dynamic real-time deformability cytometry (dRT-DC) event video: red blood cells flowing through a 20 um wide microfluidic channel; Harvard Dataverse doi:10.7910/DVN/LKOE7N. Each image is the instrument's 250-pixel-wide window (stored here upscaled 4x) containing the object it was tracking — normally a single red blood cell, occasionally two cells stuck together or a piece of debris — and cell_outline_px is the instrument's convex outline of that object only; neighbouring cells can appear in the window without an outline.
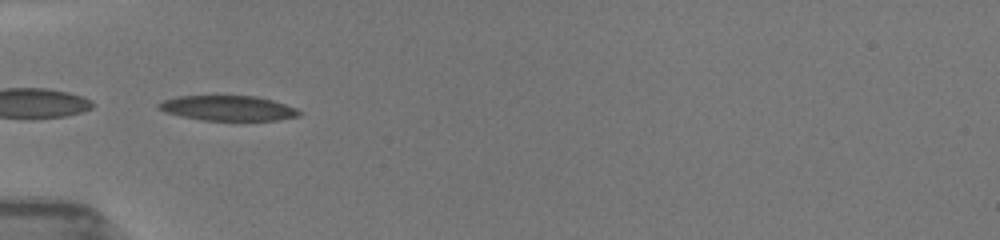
{"species": "common noctule bat (a hibernating species)", "species_latin": "Nyctalus noctula", "temperature_condition": "room temperature", "stored_images_in_passage": 5, "camera_frame_rate_fps": 3000, "um_per_image_px": 0.085, "animal": {"sex": "female", "body_mass_g": 19.5, "forearm_length_mm": 54.1}, "frame": {"image": 1, "passage_image": 1, "time_ms": 0.0, "image_size_px": [1000, 240], "cell_outline_px": [[304, 112], [300, 116], [276, 120], [204, 120], [180, 116], [164, 112], [156, 108], [156, 104], [164, 100], [176, 96], [256, 96], [272, 100], [296, 108]], "centroid_in_image_um": [19.36, 9.19], "position_along_channel_um": 65.6, "area_um2": 20.58}}
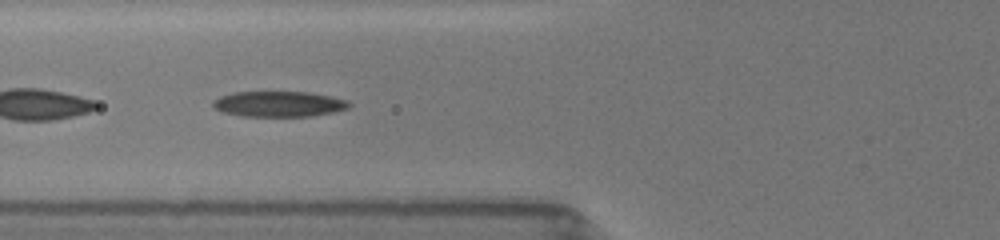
{"frame": {"image": 2, "passage_image": 2, "time_ms": 1.0, "image_size_px": [1000, 240], "cell_outline_px": [[352, 104], [348, 108], [332, 112], [312, 116], [244, 116], [224, 112], [212, 108], [212, 100], [220, 96], [232, 92], [308, 92], [332, 96], [348, 100]], "centroid_in_image_um": [23.69, 8.83], "position_along_channel_um": 102.1, "area_um2": 20.35}}
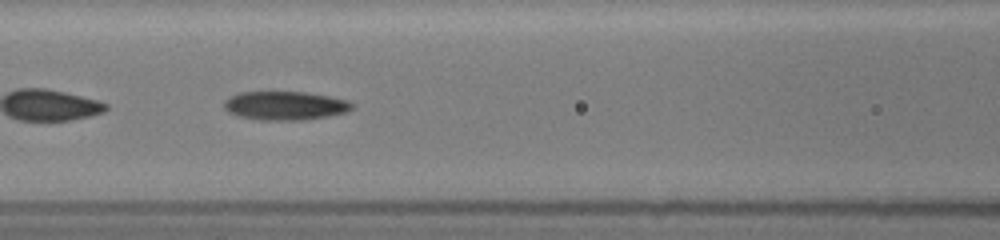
{"frame": {"image": 3, "passage_image": 3, "time_ms": 2.0, "image_size_px": [1000, 240], "cell_outline_px": [[352, 108], [344, 112], [328, 116], [300, 120], [260, 120], [240, 116], [228, 112], [224, 108], [224, 100], [240, 92], [304, 92], [328, 96], [344, 100], [352, 104]], "centroid_in_image_um": [24.17, 8.98], "position_along_channel_um": 142.4, "area_um2": 21.04}}